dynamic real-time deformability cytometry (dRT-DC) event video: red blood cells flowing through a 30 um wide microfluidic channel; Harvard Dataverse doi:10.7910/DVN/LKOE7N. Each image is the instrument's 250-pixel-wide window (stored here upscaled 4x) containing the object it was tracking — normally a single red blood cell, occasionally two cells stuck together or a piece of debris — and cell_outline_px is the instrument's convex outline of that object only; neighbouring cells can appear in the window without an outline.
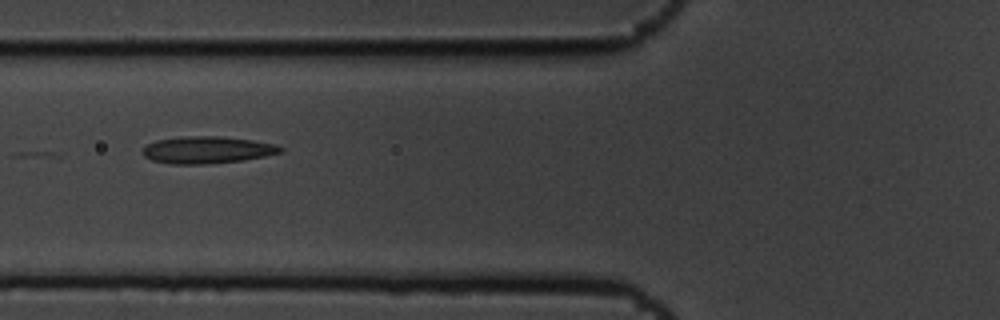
{"species": "common noctule bat (a hibernating species)", "species_latin": "Nyctalus noctula", "temperature_condition": "cold", "stored_images_in_passage": 9, "camera_frame_rate_fps": 3000, "um_per_image_px": 0.085, "animal": {"sex": "male", "body_mass_g": 19.5, "forearm_length_mm": 54.6}, "frame": {"image": 1, "passage_image": 6, "time_ms": 1.667, "image_size_px": [1000, 320], "cell_outline_px": [[284, 152], [244, 160], [204, 164], [172, 164], [152, 160], [144, 156], [140, 152], [148, 144], [156, 140], [184, 136], [220, 136], [252, 140], [276, 144], [284, 148]], "centroid_in_image_um": [17.62, 12.74], "position_along_channel_um": 108.2, "area_um2": 21.79}}
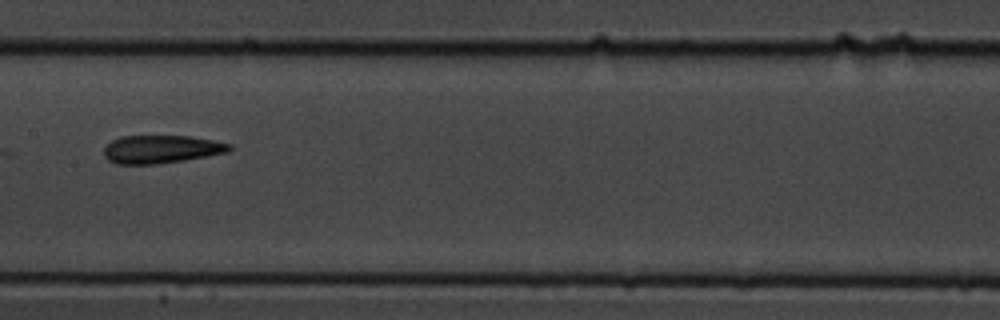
{"frame": {"image": 2, "passage_image": 8, "time_ms": 2.333, "image_size_px": [1000, 320], "cell_outline_px": [[232, 148], [228, 152], [184, 160], [156, 164], [116, 164], [108, 160], [104, 156], [104, 148], [112, 140], [120, 136], [188, 136], [212, 140], [232, 144]], "centroid_in_image_um": [13.69, 12.68], "position_along_channel_um": 193.7, "area_um2": 20.46}}
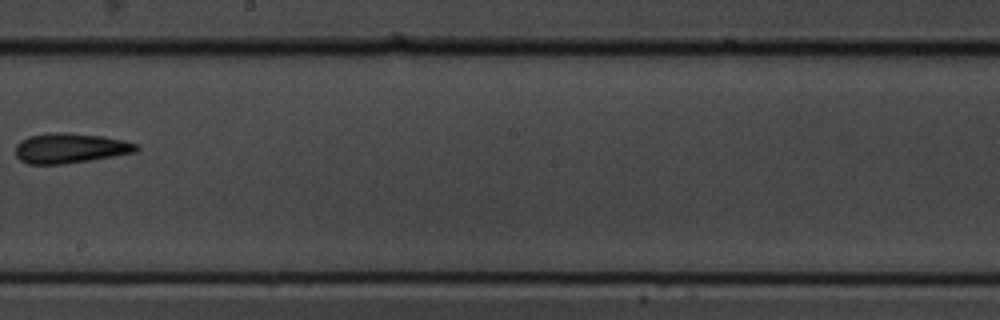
{"frame": {"image": 3, "passage_image": 9, "time_ms": 2.667, "image_size_px": [1000, 320], "cell_outline_px": [[140, 148], [136, 152], [64, 164], [28, 164], [20, 160], [16, 156], [16, 144], [20, 140], [28, 136], [56, 132], [64, 132], [100, 136], [124, 140], [140, 144]], "centroid_in_image_um": [5.96, 12.59], "position_along_channel_um": 242.2, "area_um2": 21.1}}